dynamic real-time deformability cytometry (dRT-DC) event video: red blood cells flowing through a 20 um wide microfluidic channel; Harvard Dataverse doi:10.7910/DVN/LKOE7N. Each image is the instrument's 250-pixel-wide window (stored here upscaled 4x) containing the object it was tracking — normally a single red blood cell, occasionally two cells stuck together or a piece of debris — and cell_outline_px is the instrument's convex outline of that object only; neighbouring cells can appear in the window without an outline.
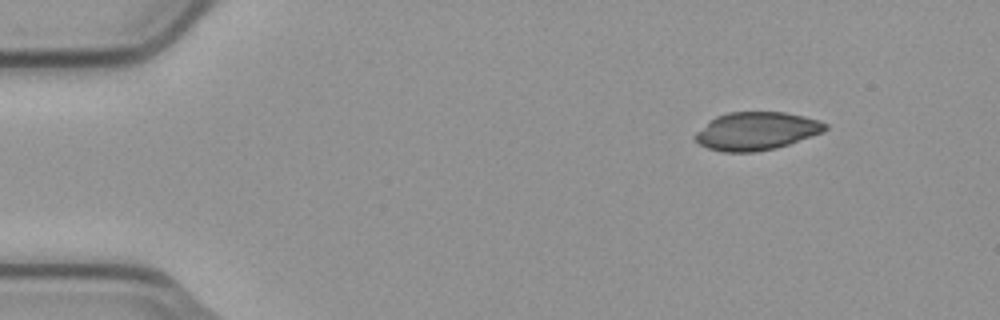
{"species": "common noctule bat (a hibernating species)", "species_latin": "Nyctalus noctula", "temperature_condition": "cold", "stored_images_in_passage": 4, "camera_frame_rate_fps": 3000, "um_per_image_px": 0.085, "animal": {"sex": "male", "body_mass_g": 23.1, "forearm_length_mm": 52.7}, "frame": {"image": 1, "passage_image": 1, "time_ms": 0.0, "image_size_px": [1000, 320], "cell_outline_px": [[828, 128], [812, 136], [776, 148], [756, 152], [724, 152], [708, 148], [700, 144], [696, 140], [696, 132], [716, 116], [728, 112], [784, 112], [804, 116], [828, 124]], "centroid_in_image_um": [64.29, 11.14], "position_along_channel_um": 20.7, "area_um2": 28.5}}